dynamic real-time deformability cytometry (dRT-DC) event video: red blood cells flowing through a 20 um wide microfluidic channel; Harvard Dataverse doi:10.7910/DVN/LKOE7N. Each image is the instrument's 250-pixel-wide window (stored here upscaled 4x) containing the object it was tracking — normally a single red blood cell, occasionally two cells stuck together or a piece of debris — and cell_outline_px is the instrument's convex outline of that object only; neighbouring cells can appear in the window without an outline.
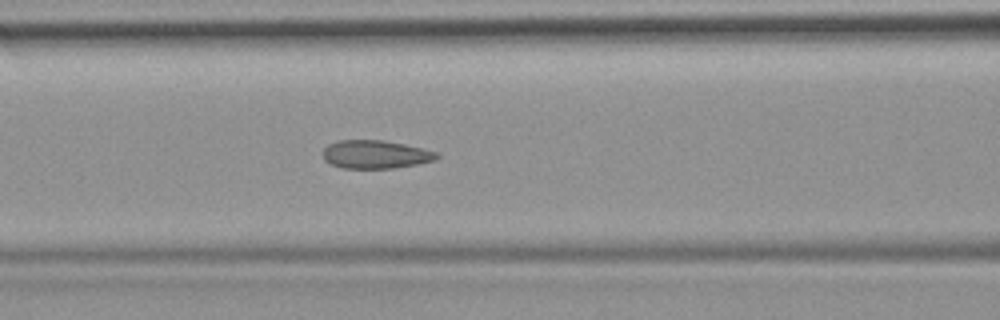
{"species": "common noctule bat (a hibernating species)", "species_latin": "Nyctalus noctula", "temperature_condition": "room temperature", "stored_images_in_passage": 24, "camera_frame_rate_fps": 3000, "um_per_image_px": 0.085, "animal": {"sex": "female", "body_mass_g": 19.9}, "frame": {"image": 1, "passage_image": 14, "time_ms": 4.333, "image_size_px": [1000, 320], "cell_outline_px": [[440, 156], [436, 160], [416, 164], [392, 168], [344, 168], [332, 164], [324, 160], [320, 152], [328, 144], [336, 140], [384, 140], [404, 144], [436, 152]], "centroid_in_image_um": [31.86, 13.11], "position_along_channel_um": 134.7, "area_um2": 18.79}}
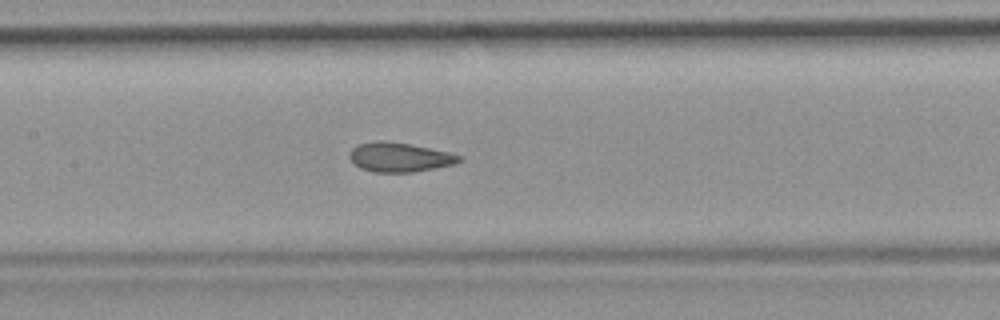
{"frame": {"image": 2, "passage_image": 17, "time_ms": 5.333, "image_size_px": [1000, 320], "cell_outline_px": [[464, 160], [456, 164], [412, 172], [372, 172], [360, 168], [348, 156], [352, 148], [360, 144], [376, 140], [384, 140], [412, 144], [448, 152], [464, 156]], "centroid_in_image_um": [34.0, 13.35], "position_along_channel_um": 173.4, "area_um2": 18.9}}